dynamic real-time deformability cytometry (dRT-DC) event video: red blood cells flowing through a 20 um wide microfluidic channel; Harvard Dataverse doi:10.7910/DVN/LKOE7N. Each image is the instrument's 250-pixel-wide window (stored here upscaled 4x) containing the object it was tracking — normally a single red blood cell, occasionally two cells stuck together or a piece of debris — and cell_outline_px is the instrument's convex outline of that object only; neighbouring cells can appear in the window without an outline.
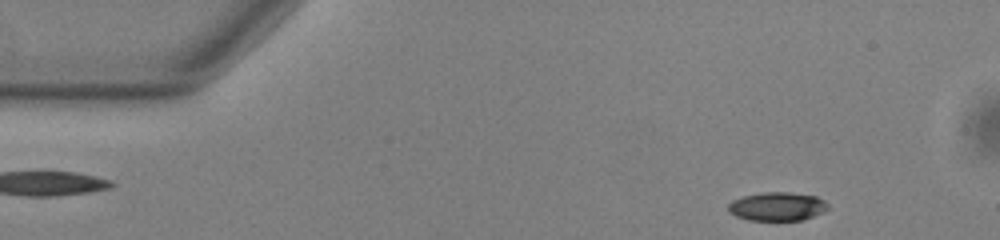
{"species": "common noctule bat (a hibernating species)", "species_latin": "Nyctalus noctula", "temperature_condition": "warm", "stored_images_in_passage": 6, "camera_frame_rate_fps": 3000, "um_per_image_px": 0.085, "animal": {"sex": "male", "body_mass_g": 13.0, "forearm_length_mm": 53.1}, "frame": {"image": 1, "passage_image": 6, "time_ms": 1.667, "image_size_px": [1000, 240], "cell_outline_px": [[828, 208], [824, 212], [804, 220], [748, 220], [736, 216], [728, 212], [728, 204], [732, 200], [744, 196], [764, 192], [788, 192], [816, 196], [824, 200], [828, 204]], "centroid_in_image_um": [66.07, 17.55], "position_along_channel_um": 18.9, "area_um2": 16.7}}